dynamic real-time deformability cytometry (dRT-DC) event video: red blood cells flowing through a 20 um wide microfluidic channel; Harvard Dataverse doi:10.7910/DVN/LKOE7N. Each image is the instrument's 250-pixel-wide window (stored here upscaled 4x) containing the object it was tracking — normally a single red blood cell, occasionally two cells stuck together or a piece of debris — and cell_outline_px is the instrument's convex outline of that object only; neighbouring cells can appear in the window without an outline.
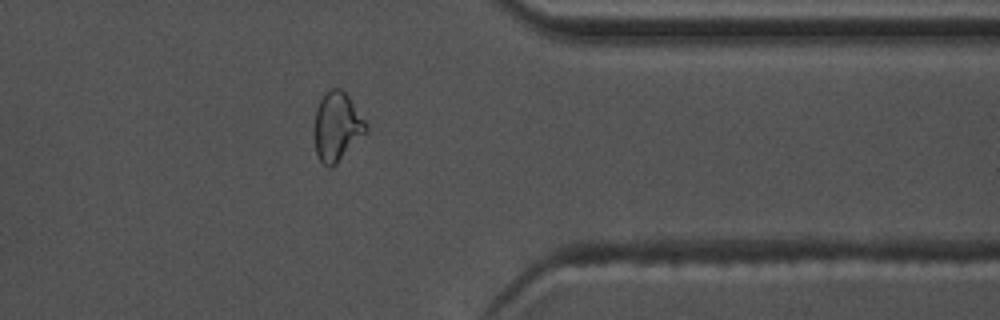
{"species": "common noctule bat (a hibernating species)", "species_latin": "Nyctalus noctula", "temperature_condition": "warm", "stored_images_in_passage": 38, "camera_frame_rate_fps": 3000, "um_per_image_px": 0.085, "animal": {"sex": "male", "body_mass_g": 17.5, "forearm_length_mm": 52.3}, "frame": {"image": 1, "passage_image": 27, "time_ms": 8.667, "image_size_px": [1000, 320], "cell_outline_px": [[368, 132], [332, 168], [328, 168], [320, 160], [316, 152], [312, 132], [316, 108], [324, 92], [332, 88], [340, 88], [348, 96], [368, 124]], "centroid_in_image_um": [28.63, 10.78], "position_along_channel_um": 382.8, "area_um2": 21.21}, "authors_computed_cell_mechanics": {"area_um2": 18.9006, "velocity_mm_per_s": 3.7892, "shape_relaxation_time_tau1_ms": null, "shape_relaxation_time_tau2_ms": 1.255, "deformation_change_tau1": null, "deformation_change_tau2": 0.079}}